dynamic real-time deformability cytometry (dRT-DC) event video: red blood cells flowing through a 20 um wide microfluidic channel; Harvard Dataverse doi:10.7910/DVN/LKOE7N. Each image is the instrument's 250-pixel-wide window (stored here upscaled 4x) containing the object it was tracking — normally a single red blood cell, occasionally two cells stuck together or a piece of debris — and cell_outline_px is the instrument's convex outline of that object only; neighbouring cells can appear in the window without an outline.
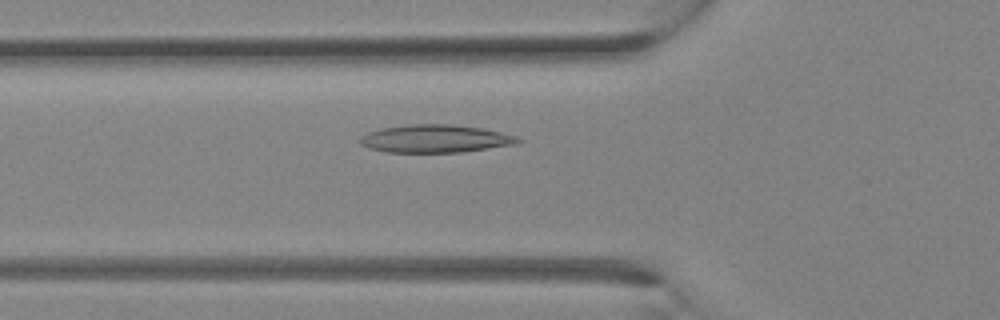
{"species": "Egyptian fruit bat (a non-hibernating species)", "species_latin": "Rousettus aegyptiacus", "temperature_condition": "room temperature", "stored_images_in_passage": 32, "camera_frame_rate_fps": 3000, "um_per_image_px": 0.085, "animal": {"sex": "female"}, "frame": {"image": 1, "passage_image": 11, "time_ms": 3.333, "image_size_px": [1000, 320], "cell_outline_px": [[524, 140], [516, 144], [460, 152], [388, 152], [368, 148], [360, 144], [356, 140], [360, 136], [368, 132], [384, 128], [408, 124], [448, 124], [480, 128], [500, 132], [516, 136]], "centroid_in_image_um": [36.96, 11.79], "position_along_channel_um": 88.8, "area_um2": 25.55}}
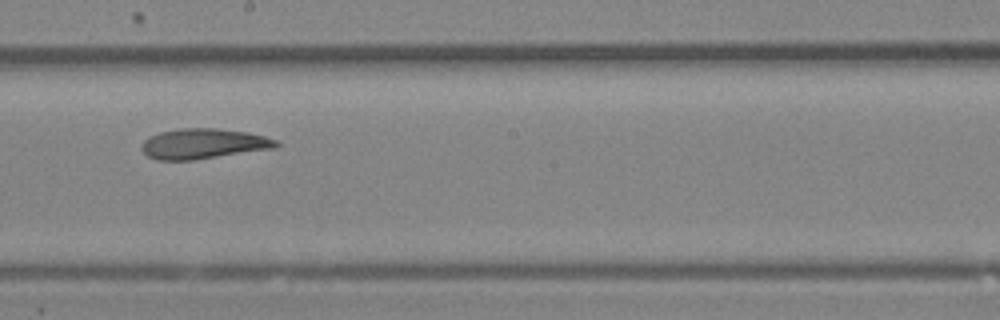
{"frame": {"image": 2, "passage_image": 18, "time_ms": 5.667, "image_size_px": [1000, 320], "cell_outline_px": [[280, 144], [276, 148], [192, 160], [156, 160], [148, 156], [140, 148], [140, 144], [148, 136], [160, 132], [180, 128], [216, 128], [248, 132], [264, 136], [276, 140]], "centroid_in_image_um": [17.26, 12.21], "position_along_channel_um": 230.9, "area_um2": 23.81}}
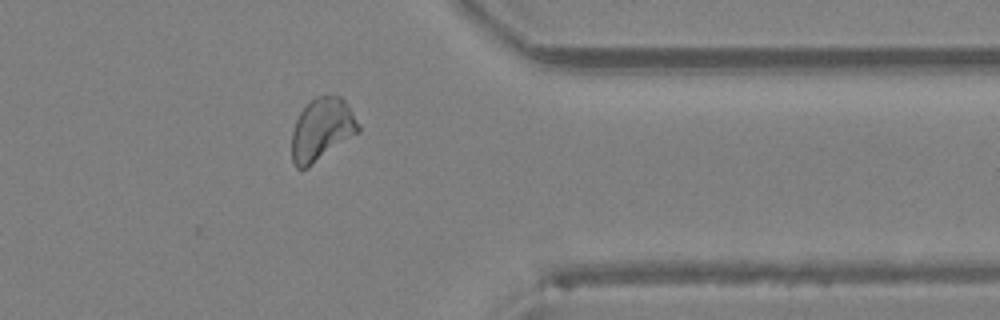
{"frame": {"image": 3, "passage_image": 26, "time_ms": 8.333, "image_size_px": [1000, 320], "cell_outline_px": [[360, 132], [308, 168], [296, 168], [292, 160], [292, 132], [296, 120], [300, 112], [316, 96], [340, 96], [348, 104], [360, 124]], "centroid_in_image_um": [27.38, 11.02], "position_along_channel_um": 384.0, "area_um2": 24.33}}